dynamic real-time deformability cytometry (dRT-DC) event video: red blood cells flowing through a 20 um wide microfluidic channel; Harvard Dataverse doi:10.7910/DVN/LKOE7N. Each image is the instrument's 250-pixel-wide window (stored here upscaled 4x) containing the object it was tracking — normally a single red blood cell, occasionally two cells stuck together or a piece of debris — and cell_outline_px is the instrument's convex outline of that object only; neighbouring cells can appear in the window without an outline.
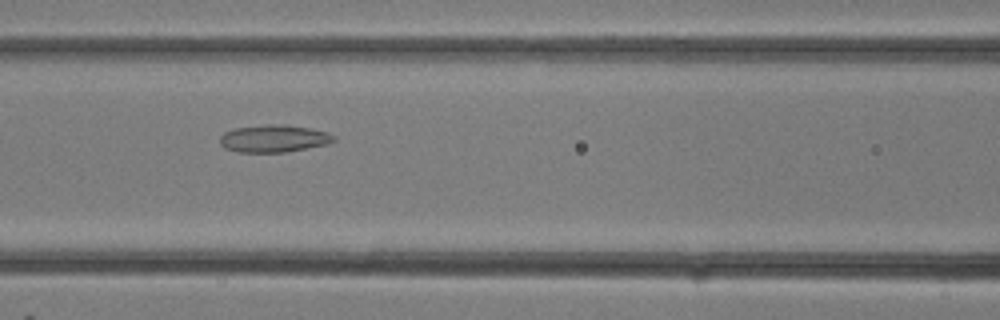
{"species": "common noctule bat (a hibernating species)", "species_latin": "Nyctalus noctula", "temperature_condition": "room temperature", "stored_images_in_passage": 32, "camera_frame_rate_fps": 3000, "um_per_image_px": 0.085, "animal": {"sex": "female"}, "frame": {"image": 1, "passage_image": 14, "time_ms": 4.333, "image_size_px": [1000, 320], "cell_outline_px": [[336, 140], [328, 144], [284, 152], [236, 152], [224, 148], [220, 144], [220, 136], [224, 132], [236, 128], [268, 124], [288, 124], [328, 132], [336, 136]], "centroid_in_image_um": [23.28, 11.77], "position_along_channel_um": 143.3, "area_um2": 18.26}}
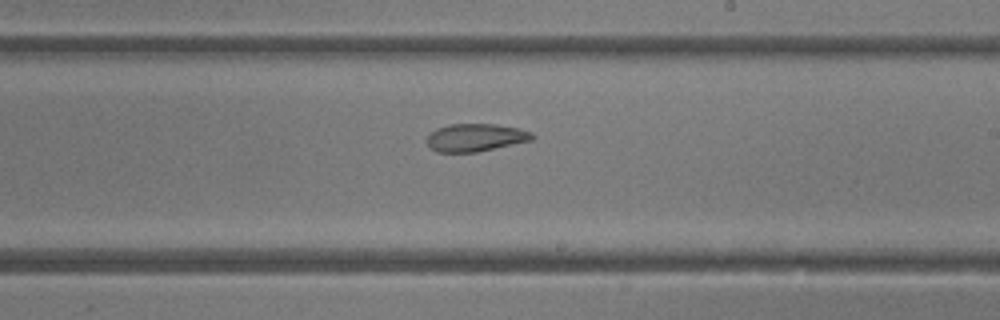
{"frame": {"image": 2, "passage_image": 19, "time_ms": 6.0, "image_size_px": [1000, 320], "cell_outline_px": [[536, 136], [532, 140], [476, 152], [436, 152], [428, 148], [428, 136], [436, 128], [448, 124], [496, 124], [516, 128], [532, 132]], "centroid_in_image_um": [40.4, 11.69], "position_along_channel_um": 248.6, "area_um2": 16.99}}
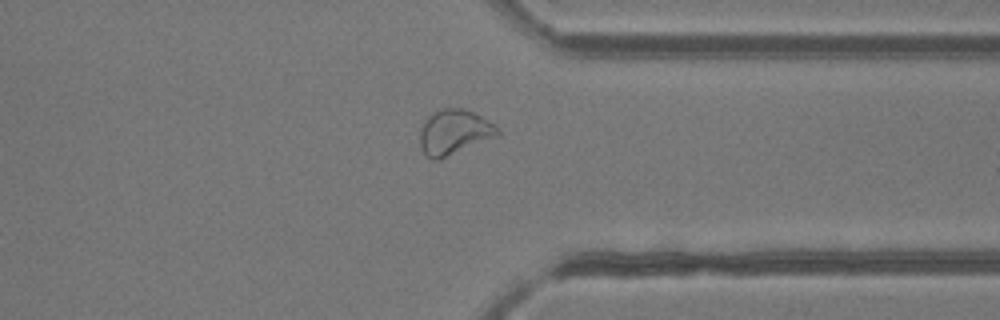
{"frame": {"image": 3, "passage_image": 25, "time_ms": 8.0, "image_size_px": [1000, 320], "cell_outline_px": [[500, 132], [496, 136], [440, 160], [432, 160], [420, 148], [420, 128], [424, 120], [432, 112], [440, 108], [464, 108], [496, 124], [500, 128]], "centroid_in_image_um": [38.58, 11.22], "position_along_channel_um": 372.8, "area_um2": 20.52}}